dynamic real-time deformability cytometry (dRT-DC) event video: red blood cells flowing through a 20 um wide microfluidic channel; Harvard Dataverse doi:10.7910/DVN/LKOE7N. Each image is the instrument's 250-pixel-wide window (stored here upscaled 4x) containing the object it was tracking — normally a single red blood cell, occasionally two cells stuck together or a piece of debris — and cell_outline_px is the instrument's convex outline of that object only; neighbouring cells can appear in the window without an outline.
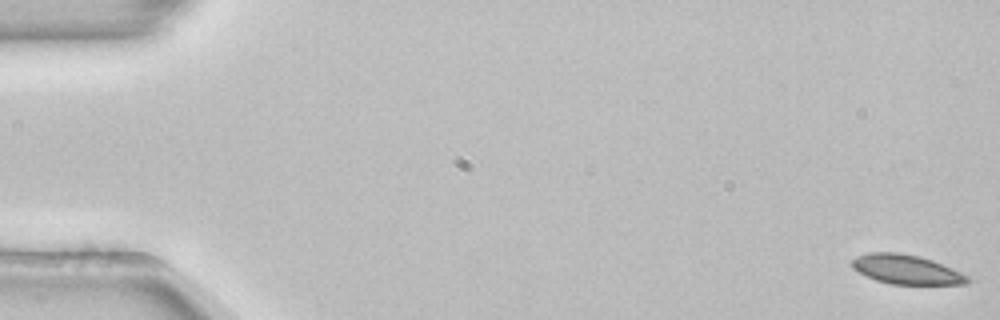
{"species": "common noctule bat (a hibernating species)", "species_latin": "Nyctalus noctula", "temperature_condition": "room temperature", "stored_images_in_passage": 54, "camera_frame_rate_fps": 3000, "um_per_image_px": 0.085, "animal": {"sex": "female", "body_mass_g": 22.7, "forearm_length_mm": 54.2}, "frame": {"image": 1, "passage_image": 1, "time_ms": 0.0, "image_size_px": [1000, 320], "cell_outline_px": [[972, 280], [968, 284], [892, 284], [876, 280], [852, 268], [852, 260], [856, 256], [868, 252], [900, 252], [920, 256], [932, 260], [952, 268], [968, 276]], "centroid_in_image_um": [77.06, 22.89], "position_along_channel_um": 7.9, "area_um2": 19.77}}
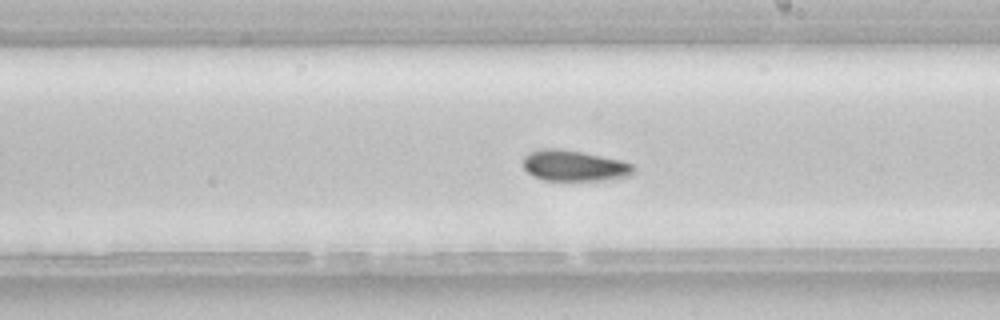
{"frame": {"image": 2, "passage_image": 31, "time_ms": 10.0, "image_size_px": [1000, 320], "cell_outline_px": [[636, 168], [632, 176], [604, 180], [544, 180], [532, 176], [524, 168], [524, 156], [528, 152], [544, 148], [560, 148], [584, 152], [620, 160], [632, 164]], "centroid_in_image_um": [48.82, 14.08], "position_along_channel_um": 240.2, "area_um2": 20.06}}
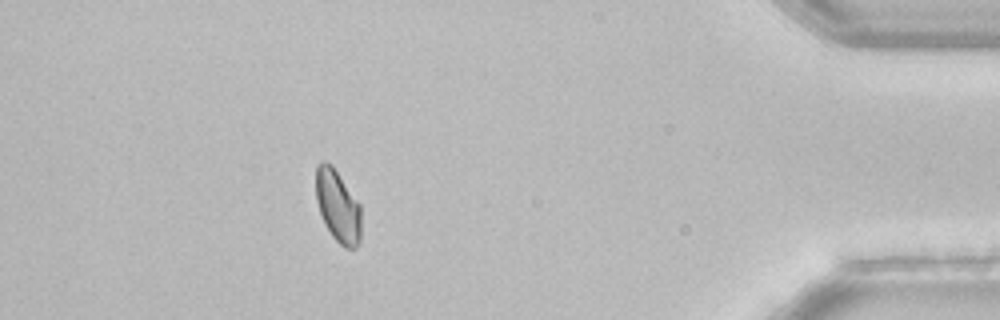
{"frame": {"image": 3, "passage_image": 48, "time_ms": 15.667, "image_size_px": [1000, 320], "cell_outline_px": [[360, 240], [356, 248], [344, 248], [332, 236], [324, 224], [316, 200], [316, 164], [320, 160], [324, 160], [332, 164], [360, 204]], "centroid_in_image_um": [28.7, 17.49], "position_along_channel_um": 406.5, "area_um2": 19.19}, "authors_computed_cell_mechanics": {"area_um2": 19.9699, "velocity_mm_per_s": 3.8571, "shape_relaxation_time_tau1_ms": null, "shape_relaxation_time_tau2_ms": 3.4019, "deformation_change_tau1": null, "deformation_change_tau2": 0.0424}}